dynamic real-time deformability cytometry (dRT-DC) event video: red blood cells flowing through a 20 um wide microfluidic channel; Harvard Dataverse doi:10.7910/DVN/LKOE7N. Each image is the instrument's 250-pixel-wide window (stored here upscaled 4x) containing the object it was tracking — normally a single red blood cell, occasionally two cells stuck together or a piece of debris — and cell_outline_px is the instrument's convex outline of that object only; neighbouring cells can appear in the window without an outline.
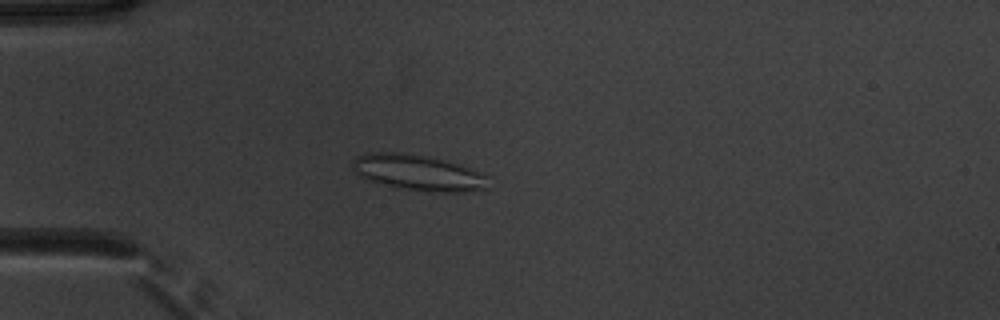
{"species": "common noctule bat (a hibernating species)", "species_latin": "Nyctalus noctula", "temperature_condition": "warm", "stored_images_in_passage": 46, "camera_frame_rate_fps": 3000, "um_per_image_px": 0.085, "animal": {"sex": "male", "body_mass_g": 20.1, "forearm_length_mm": 53.5}, "frame": {"image": 1, "passage_image": 8, "time_ms": 2.333, "image_size_px": [1000, 320], "cell_outline_px": [[488, 188], [464, 192], [428, 192], [364, 180], [352, 168], [352, 160], [356, 156], [368, 152], [392, 152], [420, 156], [444, 160], [468, 168], [488, 176]], "centroid_in_image_um": [35.51, 14.68], "position_along_channel_um": 49.5, "area_um2": 27.86}}
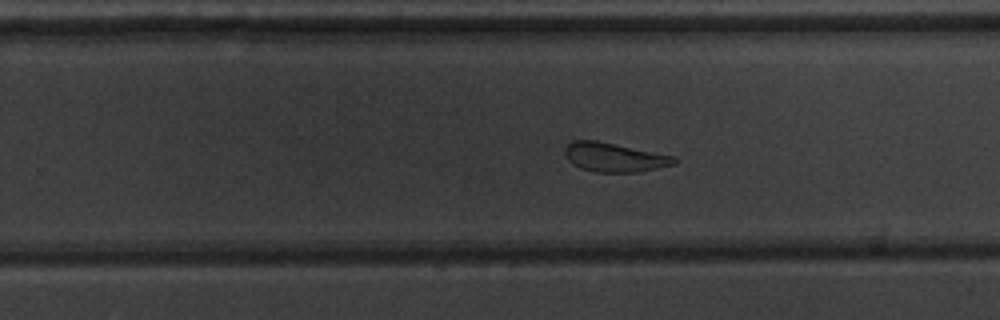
{"frame": {"image": 2, "passage_image": 27, "time_ms": 8.667, "image_size_px": [1000, 320], "cell_outline_px": [[676, 164], [640, 172], [596, 172], [580, 168], [572, 164], [568, 160], [564, 152], [564, 148], [572, 140], [596, 140], [676, 156]], "centroid_in_image_um": [52.22, 13.37], "position_along_channel_um": 277.6, "area_um2": 18.67}}
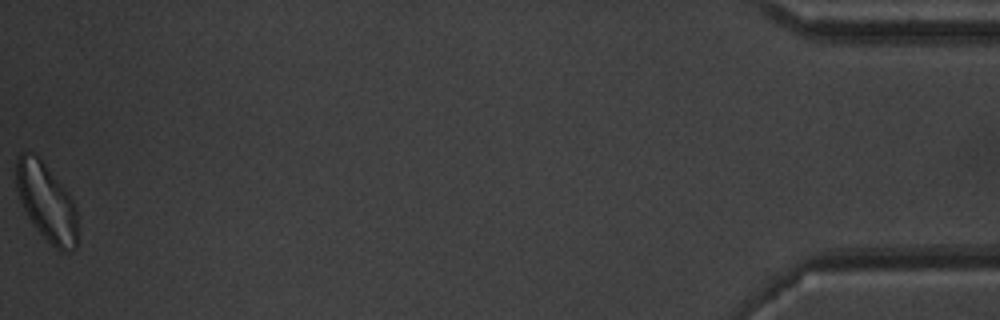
{"frame": {"image": 3, "passage_image": 46, "time_ms": 15.0, "image_size_px": [1000, 320], "cell_outline_px": [[76, 248], [68, 252], [60, 252], [32, 224], [20, 200], [16, 188], [16, 160], [20, 152], [36, 152], [68, 192], [76, 208]], "centroid_in_image_um": [3.93, 17.14], "position_along_channel_um": 431.3, "area_um2": 27.74}, "authors_computed_cell_mechanics": {"area_um2": 22.1663, "velocity_mm_per_s": 3.8673, "shape_relaxation_time_tau1_ms": 7.662, "shape_relaxation_time_tau2_ms": 2.0247, "deformation_change_tau1": 0.1458, "deformation_change_tau2": 0.1058}}